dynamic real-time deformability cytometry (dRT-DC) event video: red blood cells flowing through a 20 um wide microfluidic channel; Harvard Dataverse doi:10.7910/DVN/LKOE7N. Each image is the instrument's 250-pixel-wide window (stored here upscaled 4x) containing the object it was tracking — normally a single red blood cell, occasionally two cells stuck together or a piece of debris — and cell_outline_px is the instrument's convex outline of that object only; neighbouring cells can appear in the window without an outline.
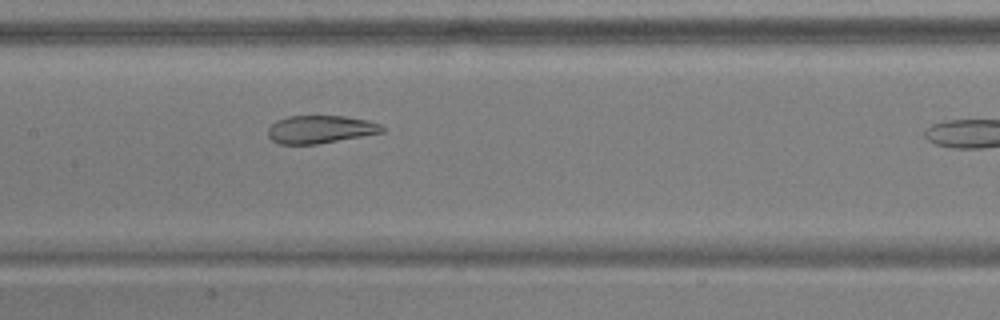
{"species": "common noctule bat (a hibernating species)", "species_latin": "Nyctalus noctula", "temperature_condition": "warm", "stored_images_in_passage": 11, "camera_frame_rate_fps": 3000, "um_per_image_px": 0.085, "animal": {"sex": "male", "body_mass_g": 17.9, "forearm_length_mm": 54.2}, "frame": {"image": 1, "passage_image": 10, "time_ms": 3.0, "image_size_px": [1000, 320], "cell_outline_px": [[384, 132], [316, 144], [280, 144], [272, 140], [268, 136], [268, 128], [276, 120], [288, 116], [344, 116], [368, 120], [380, 124], [384, 128]], "centroid_in_image_um": [27.21, 10.99], "position_along_channel_um": 180.2, "area_um2": 18.44}}